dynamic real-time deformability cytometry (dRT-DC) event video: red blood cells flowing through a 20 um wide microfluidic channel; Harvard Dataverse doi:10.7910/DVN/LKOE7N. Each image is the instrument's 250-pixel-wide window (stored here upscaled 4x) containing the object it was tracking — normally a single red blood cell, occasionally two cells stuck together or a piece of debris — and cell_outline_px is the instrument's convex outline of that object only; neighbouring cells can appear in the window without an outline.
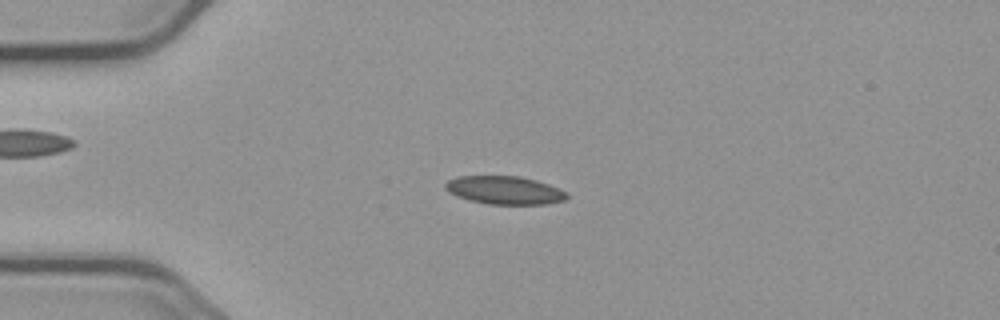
{"species": "common noctule bat (a hibernating species)", "species_latin": "Nyctalus noctula", "temperature_condition": "cold", "stored_images_in_passage": 51, "camera_frame_rate_fps": 3000, "um_per_image_px": 0.085, "animal": {"sex": "male", "body_mass_g": 23.1, "forearm_length_mm": 52.7}, "frame": {"image": 1, "passage_image": 9, "time_ms": 2.667, "image_size_px": [1000, 320], "cell_outline_px": [[568, 196], [564, 200], [548, 204], [488, 204], [468, 200], [456, 196], [448, 192], [444, 188], [444, 184], [448, 180], [456, 176], [520, 176], [536, 180], [548, 184], [568, 192]], "centroid_in_image_um": [42.86, 16.16], "position_along_channel_um": 42.1, "area_um2": 20.11}}
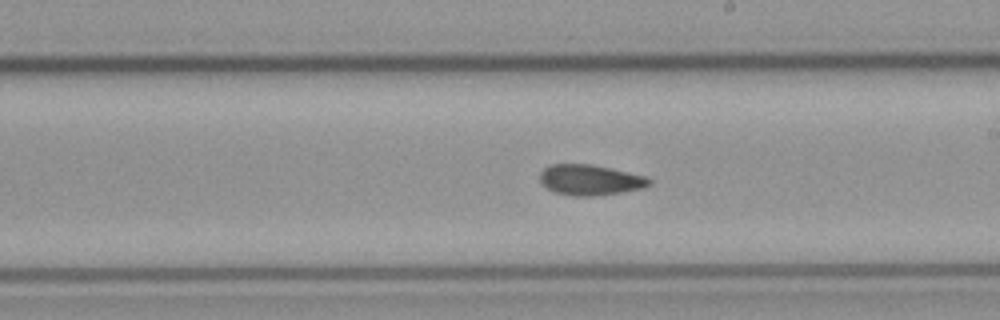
{"frame": {"image": 2, "passage_image": 27, "time_ms": 8.667, "image_size_px": [1000, 320], "cell_outline_px": [[652, 184], [644, 188], [624, 192], [596, 196], [572, 196], [552, 192], [540, 180], [540, 172], [544, 168], [552, 164], [592, 164], [644, 176], [652, 180]], "centroid_in_image_um": [50.17, 15.31], "position_along_channel_um": 238.8, "area_um2": 19.54}}
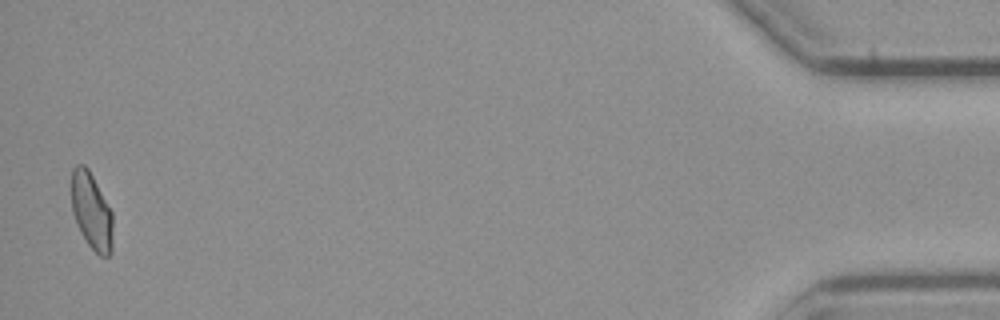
{"frame": {"image": 3, "passage_image": 50, "time_ms": 16.333, "image_size_px": [1000, 320], "cell_outline_px": [[112, 252], [108, 256], [100, 256], [88, 244], [72, 212], [72, 168], [76, 164], [84, 164], [88, 168], [112, 212]], "centroid_in_image_um": [7.79, 17.93], "position_along_channel_um": 427.4, "area_um2": 18.15}, "authors_computed_cell_mechanics": {"area_um2": 19.3052, "velocity_mm_per_s": 3.6952, "shape_relaxation_time_tau1_ms": null, "shape_relaxation_time_tau2_ms": 3.49, "deformation_change_tau1": null, "deformation_change_tau2": 0.0834}}